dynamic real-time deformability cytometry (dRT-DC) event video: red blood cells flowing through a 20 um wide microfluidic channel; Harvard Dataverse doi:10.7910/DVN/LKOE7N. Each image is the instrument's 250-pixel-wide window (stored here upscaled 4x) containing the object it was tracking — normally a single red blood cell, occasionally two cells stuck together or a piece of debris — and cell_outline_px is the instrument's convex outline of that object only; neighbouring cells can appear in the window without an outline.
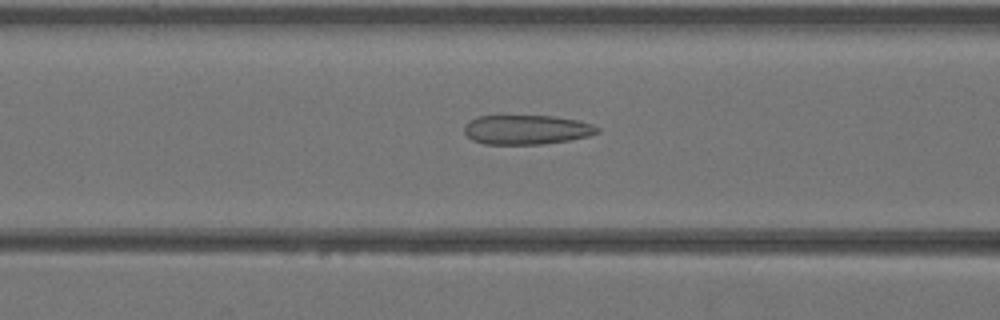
{"species": "Egyptian fruit bat (a non-hibernating species)", "species_latin": "Rousettus aegyptiacus", "temperature_condition": "warm", "stored_images_in_passage": 26, "camera_frame_rate_fps": 3000, "um_per_image_px": 0.085, "animal": {"sex": "female"}, "frame": {"image": 1, "passage_image": 5, "time_ms": 1.333, "image_size_px": [1000, 320], "cell_outline_px": [[600, 132], [588, 136], [568, 140], [540, 144], [484, 144], [472, 140], [464, 132], [464, 124], [468, 120], [476, 116], [556, 116], [576, 120], [592, 124], [600, 128]], "centroid_in_image_um": [44.73, 11.02], "position_along_channel_um": 121.9, "area_um2": 22.89}}
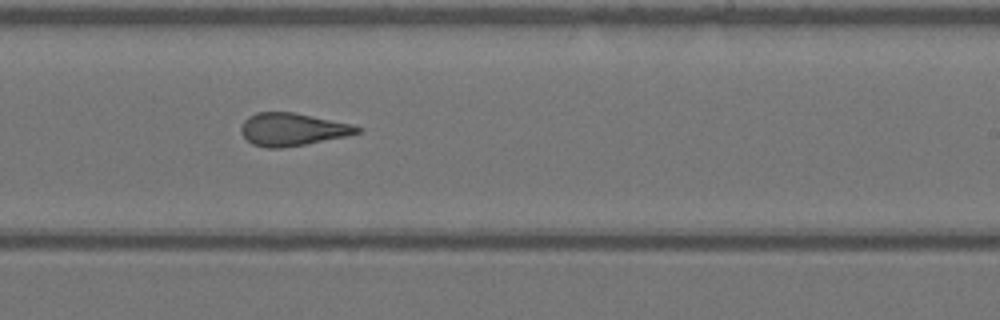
{"frame": {"image": 2, "passage_image": 14, "time_ms": 4.333, "image_size_px": [1000, 320], "cell_outline_px": [[364, 128], [360, 132], [348, 136], [304, 144], [280, 148], [268, 148], [252, 144], [240, 132], [240, 128], [244, 120], [248, 116], [256, 112], [292, 112], [352, 124]], "centroid_in_image_um": [24.85, 10.99], "position_along_channel_um": 264.1, "area_um2": 22.08}}
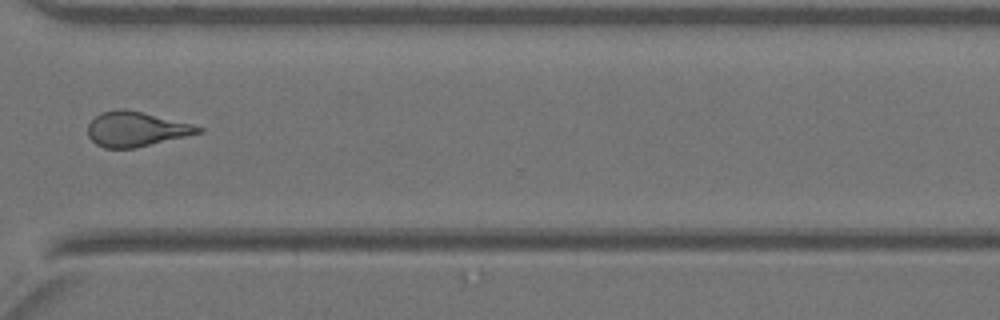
{"frame": {"image": 3, "passage_image": 20, "time_ms": 6.333, "image_size_px": [1000, 320], "cell_outline_px": [[204, 132], [136, 148], [104, 148], [96, 144], [88, 136], [88, 124], [100, 112], [116, 108], [124, 108], [192, 124], [204, 128]], "centroid_in_image_um": [11.55, 10.97], "position_along_channel_um": 359.0, "area_um2": 22.43}}